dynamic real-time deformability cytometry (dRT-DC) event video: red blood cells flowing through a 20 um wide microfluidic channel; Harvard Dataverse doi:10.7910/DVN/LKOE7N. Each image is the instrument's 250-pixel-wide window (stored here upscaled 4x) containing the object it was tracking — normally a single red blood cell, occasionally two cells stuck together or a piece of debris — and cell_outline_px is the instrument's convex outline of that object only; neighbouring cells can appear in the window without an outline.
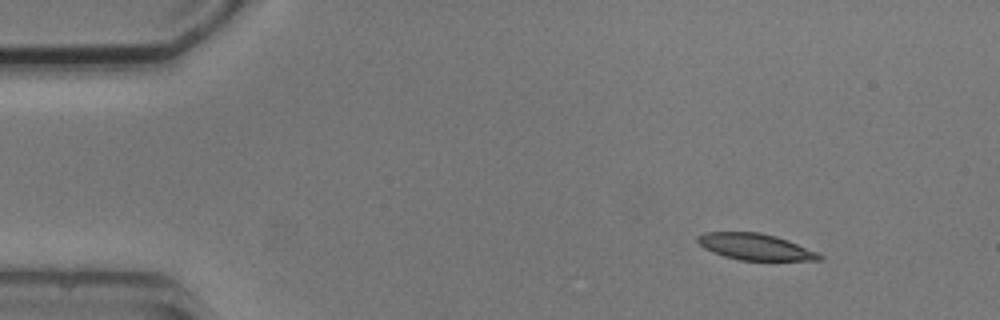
{"species": "common noctule bat (a hibernating species)", "species_latin": "Nyctalus noctula", "temperature_condition": "cold", "stored_images_in_passage": 8, "camera_frame_rate_fps": 3000, "um_per_image_px": 0.085, "animal": {"sex": "male", "body_mass_g": 20.5, "forearm_length_mm": 52.5}, "frame": {"image": 1, "passage_image": 1, "time_ms": 0.0, "image_size_px": [1000, 320], "cell_outline_px": [[824, 256], [820, 260], [740, 260], [724, 256], [712, 252], [704, 248], [696, 240], [696, 236], [704, 232], [760, 232], [776, 236], [788, 240], [816, 252]], "centroid_in_image_um": [64.16, 20.97], "position_along_channel_um": 20.8, "area_um2": 18.61}}
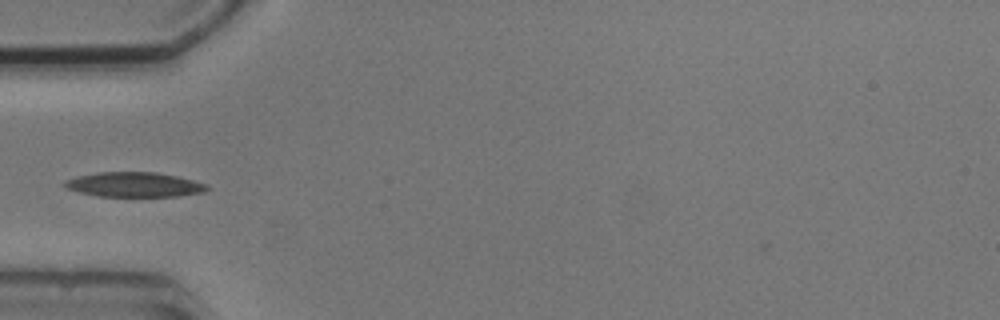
{"frame": {"image": 2, "passage_image": 4, "time_ms": 3.667, "image_size_px": [1000, 320], "cell_outline_px": [[208, 188], [204, 192], [180, 196], [100, 196], [80, 192], [68, 188], [64, 184], [68, 180], [76, 176], [96, 172], [156, 172], [176, 176], [208, 184]], "centroid_in_image_um": [11.45, 15.68], "position_along_channel_um": 73.5, "area_um2": 20.29}}
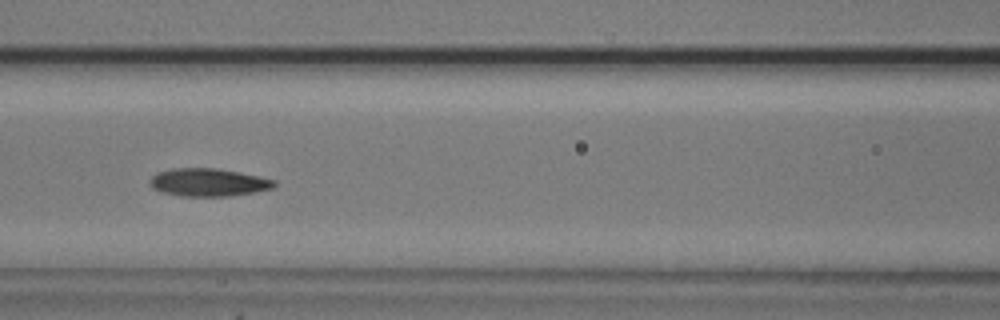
{"frame": {"image": 3, "passage_image": 6, "time_ms": 5.667, "image_size_px": [1000, 320], "cell_outline_px": [[276, 188], [228, 196], [180, 196], [160, 192], [152, 188], [148, 184], [148, 180], [156, 172], [172, 168], [216, 168], [276, 180]], "centroid_in_image_um": [17.64, 15.5], "position_along_channel_um": 149.0, "area_um2": 20.29}}